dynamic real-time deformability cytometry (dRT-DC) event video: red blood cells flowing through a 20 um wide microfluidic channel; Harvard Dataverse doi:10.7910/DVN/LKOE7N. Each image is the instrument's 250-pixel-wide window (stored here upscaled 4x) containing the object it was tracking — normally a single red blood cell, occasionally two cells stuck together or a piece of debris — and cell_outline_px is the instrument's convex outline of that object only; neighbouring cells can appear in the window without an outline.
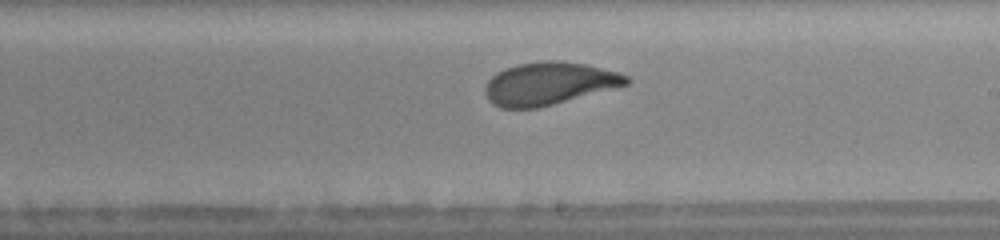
{"species": "human", "species_latin": "Homo sapiens", "temperature_condition": "warm", "stored_images_in_passage": 27, "camera_frame_rate_fps": 3000, "um_per_image_px": 0.085, "donor": {"sex": "female"}, "frame": {"image": 1, "passage_image": 16, "time_ms": 5.0, "image_size_px": [1000, 240], "cell_outline_px": [[632, 80], [628, 84], [552, 104], [536, 108], [500, 108], [492, 104], [488, 100], [488, 80], [496, 72], [504, 68], [516, 64], [544, 60], [560, 60], [584, 64], [616, 72], [628, 76]], "centroid_in_image_um": [46.65, 7.08], "position_along_channel_um": 242.4, "area_um2": 34.62}}